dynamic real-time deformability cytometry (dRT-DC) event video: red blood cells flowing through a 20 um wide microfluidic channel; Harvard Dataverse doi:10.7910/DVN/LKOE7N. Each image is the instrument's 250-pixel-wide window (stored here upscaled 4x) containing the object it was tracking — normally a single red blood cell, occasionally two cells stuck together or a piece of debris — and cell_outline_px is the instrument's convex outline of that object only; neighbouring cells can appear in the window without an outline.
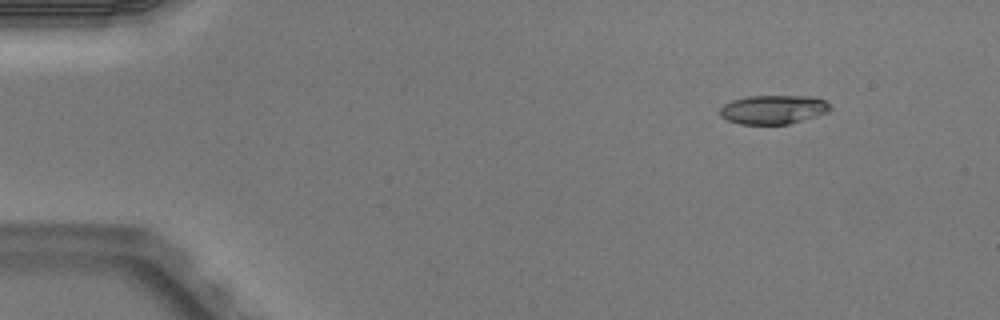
{"species": "Egyptian fruit bat (a non-hibernating species)", "species_latin": "Rousettus aegyptiacus", "temperature_condition": "warm", "stored_images_in_passage": 4, "camera_frame_rate_fps": 3000, "um_per_image_px": 0.085, "animal": {"sex": "male"}, "frame": {"image": 1, "passage_image": 1, "time_ms": 0.0, "image_size_px": [1000, 320], "cell_outline_px": [[832, 108], [828, 112], [816, 116], [788, 124], [740, 124], [728, 120], [720, 116], [720, 108], [724, 104], [732, 100], [748, 96], [812, 96], [824, 100]], "centroid_in_image_um": [65.72, 9.31], "position_along_channel_um": 19.3, "area_um2": 18.55}}
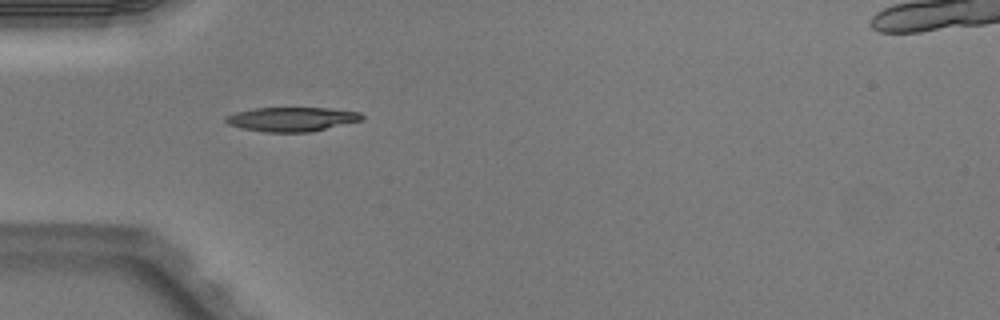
{"frame": {"image": 2, "passage_image": 4, "time_ms": 1.0, "image_size_px": [1000, 320], "cell_outline_px": [[364, 120], [308, 132], [268, 132], [244, 128], [228, 124], [224, 120], [224, 116], [236, 112], [256, 108], [328, 108], [360, 112], [364, 116]], "centroid_in_image_um": [24.82, 10.12], "position_along_channel_um": 60.2, "area_um2": 19.07}}